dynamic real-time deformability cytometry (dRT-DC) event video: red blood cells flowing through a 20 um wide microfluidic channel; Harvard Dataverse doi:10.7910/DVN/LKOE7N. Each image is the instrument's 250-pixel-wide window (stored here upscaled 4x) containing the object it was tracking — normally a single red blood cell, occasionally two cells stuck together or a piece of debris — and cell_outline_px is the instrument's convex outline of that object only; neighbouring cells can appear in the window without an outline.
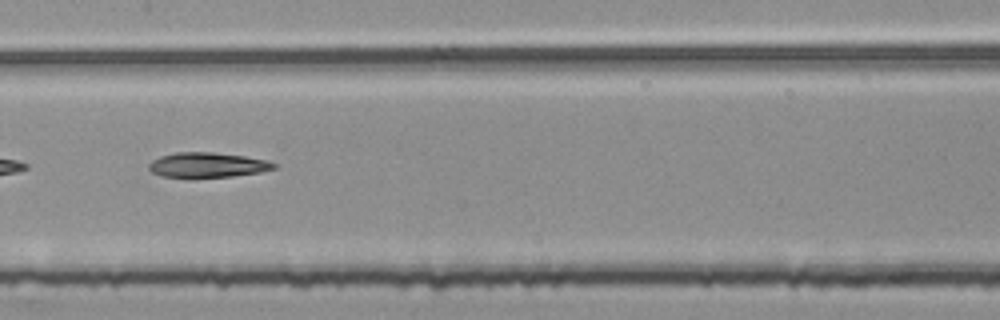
{"species": "common noctule bat (a hibernating species)", "species_latin": "Nyctalus noctula", "temperature_condition": "room temperature", "stored_images_in_passage": 53, "segment_of_instrument_passage": [2, 2], "camera_frame_rate_fps": 3000, "um_per_image_px": 0.085, "animal": {"sex": "female", "body_mass_g": 25.1}, "frame": {"image": 1, "passage_image": 27, "time_ms": 8.667, "image_size_px": [1000, 320], "cell_outline_px": [[276, 168], [260, 172], [232, 176], [192, 180], [160, 176], [152, 172], [148, 168], [148, 164], [152, 160], [160, 156], [176, 152], [212, 152], [244, 156], [268, 160], [276, 164]], "centroid_in_image_um": [17.57, 14.06], "position_along_channel_um": 189.8, "area_um2": 18.9}}
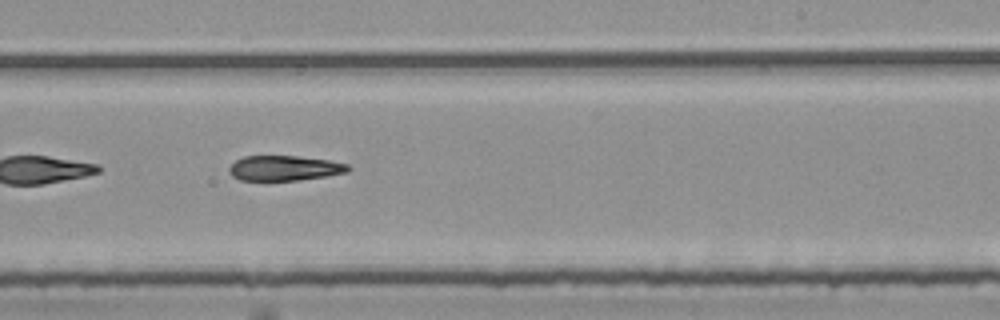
{"frame": {"image": 2, "passage_image": 33, "time_ms": 10.667, "image_size_px": [1000, 320], "cell_outline_px": [[352, 168], [348, 172], [328, 176], [300, 180], [240, 180], [232, 176], [228, 172], [228, 168], [236, 160], [244, 156], [296, 156], [328, 160], [348, 164]], "centroid_in_image_um": [24.19, 14.29], "position_along_channel_um": 264.8, "area_um2": 17.46}}
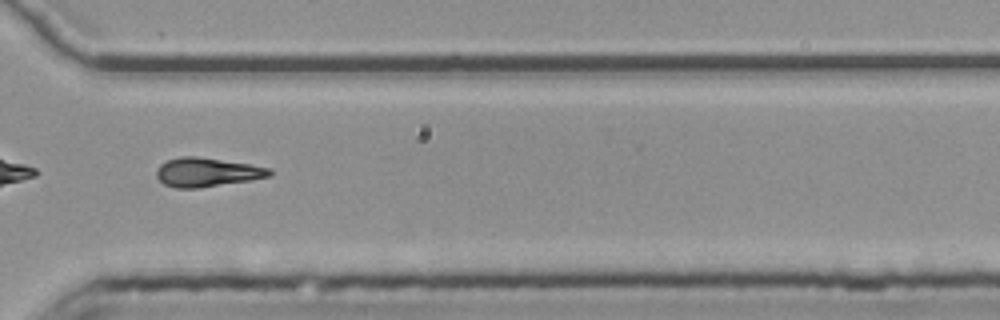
{"frame": {"image": 3, "passage_image": 40, "time_ms": 13.0, "image_size_px": [1000, 320], "cell_outline_px": [[272, 176], [200, 188], [176, 188], [164, 184], [156, 176], [156, 168], [160, 164], [168, 160], [180, 156], [196, 156], [248, 164], [272, 168]], "centroid_in_image_um": [17.57, 14.64], "position_along_channel_um": 353.0, "area_um2": 19.02}}